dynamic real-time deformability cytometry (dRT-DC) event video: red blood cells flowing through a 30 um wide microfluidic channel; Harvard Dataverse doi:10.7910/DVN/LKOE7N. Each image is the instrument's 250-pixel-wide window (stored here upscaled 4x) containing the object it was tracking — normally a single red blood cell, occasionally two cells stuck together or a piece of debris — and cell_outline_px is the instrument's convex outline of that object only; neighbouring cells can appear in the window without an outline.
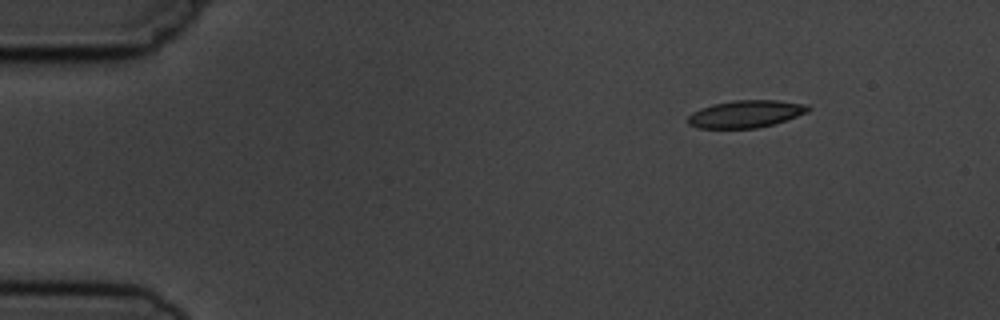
{"species": "common noctule bat (a hibernating species)", "species_latin": "Nyctalus noctula", "temperature_condition": "cold", "stored_images_in_passage": 3, "segment_of_instrument_passage": [2, 2], "camera_frame_rate_fps": 3000, "um_per_image_px": 0.085, "animal": {"sex": "male", "body_mass_g": 19.5, "forearm_length_mm": 54.6}, "frame": {"image": 1, "passage_image": 3, "time_ms": 3.0, "image_size_px": [1000, 320], "cell_outline_px": [[812, 108], [808, 112], [772, 124], [756, 128], [696, 128], [688, 124], [688, 116], [692, 112], [700, 108], [712, 104], [732, 100], [776, 100], [808, 104]], "centroid_in_image_um": [63.37, 9.67], "position_along_channel_um": 21.6, "area_um2": 19.19}}